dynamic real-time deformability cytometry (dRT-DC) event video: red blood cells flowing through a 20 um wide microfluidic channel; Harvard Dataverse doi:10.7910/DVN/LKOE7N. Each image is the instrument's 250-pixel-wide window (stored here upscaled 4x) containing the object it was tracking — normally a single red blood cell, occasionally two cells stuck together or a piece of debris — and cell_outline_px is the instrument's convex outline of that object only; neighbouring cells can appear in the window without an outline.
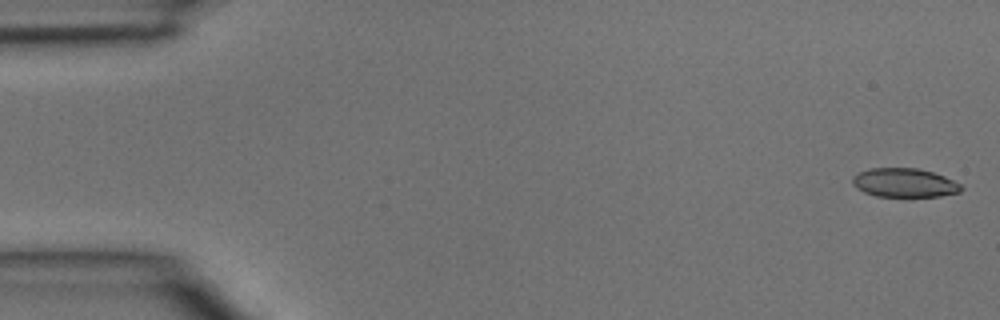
{"species": "common noctule bat (a hibernating species)", "species_latin": "Nyctalus noctula", "temperature_condition": "room temperature", "stored_images_in_passage": 4, "camera_frame_rate_fps": 3000, "um_per_image_px": 0.085, "animal": {"sex": "male", "body_mass_g": 15.6}, "frame": {"image": 1, "passage_image": 1, "time_ms": 0.0, "image_size_px": [1000, 320], "cell_outline_px": [[964, 188], [960, 192], [940, 196], [876, 196], [864, 192], [856, 188], [852, 184], [852, 176], [860, 172], [872, 168], [916, 168], [932, 172], [944, 176], [960, 184]], "centroid_in_image_um": [76.86, 15.53], "position_along_channel_um": 8.1, "area_um2": 18.21}}
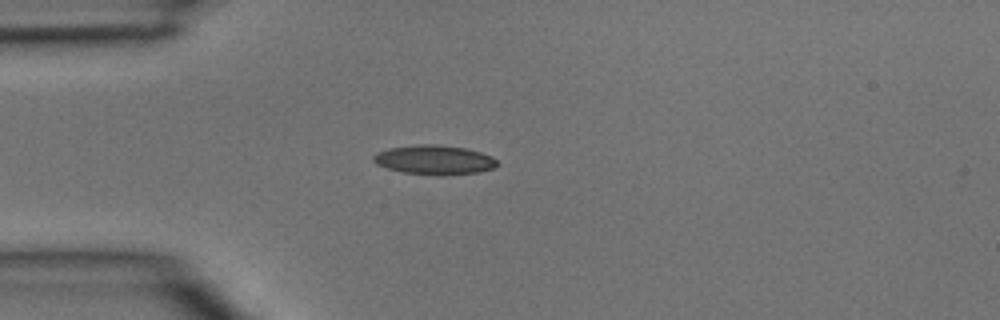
{"frame": {"image": 2, "passage_image": 4, "time_ms": 1.0, "image_size_px": [1000, 320], "cell_outline_px": [[500, 164], [492, 168], [480, 172], [404, 172], [388, 168], [376, 164], [372, 160], [372, 156], [376, 152], [388, 148], [420, 144], [436, 144], [464, 148], [480, 152], [492, 156]], "centroid_in_image_um": [36.88, 13.53], "position_along_channel_um": 48.1, "area_um2": 20.17}}